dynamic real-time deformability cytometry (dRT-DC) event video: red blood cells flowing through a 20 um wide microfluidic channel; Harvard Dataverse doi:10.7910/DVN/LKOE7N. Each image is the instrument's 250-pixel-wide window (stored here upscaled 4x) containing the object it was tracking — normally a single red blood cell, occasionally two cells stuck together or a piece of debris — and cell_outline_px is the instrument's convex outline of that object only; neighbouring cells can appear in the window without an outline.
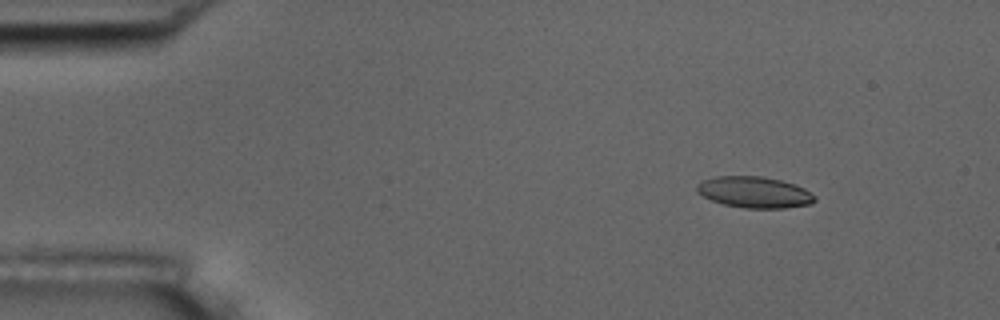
{"species": "common noctule bat (a hibernating species)", "species_latin": "Nyctalus noctula", "temperature_condition": "room temperature", "stored_images_in_passage": 9, "camera_frame_rate_fps": 3000, "um_per_image_px": 0.085, "animal": {"sex": "male", "body_mass_g": 17.5, "forearm_length_mm": 52.3}, "frame": {"image": 1, "passage_image": 1, "time_ms": 0.0, "image_size_px": [1000, 320], "cell_outline_px": [[816, 200], [812, 204], [784, 208], [744, 208], [724, 204], [712, 200], [696, 192], [696, 184], [700, 180], [716, 176], [764, 176], [780, 180], [804, 188], [816, 196]], "centroid_in_image_um": [64.11, 16.33], "position_along_channel_um": 20.9, "area_um2": 21.56}}
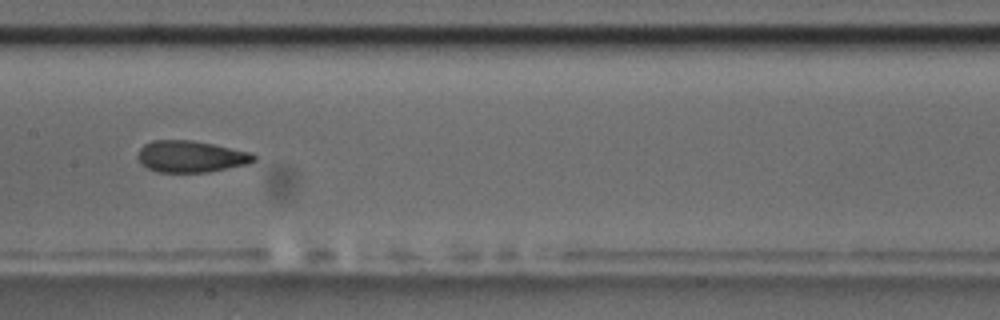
{"frame": {"image": 2, "passage_image": 7, "time_ms": 7.0, "image_size_px": [1000, 320], "cell_outline_px": [[256, 160], [248, 164], [208, 172], [156, 172], [148, 168], [136, 156], [140, 148], [144, 144], [152, 140], [192, 140], [252, 152], [256, 156]], "centroid_in_image_um": [16.24, 13.3], "position_along_channel_um": 191.2, "area_um2": 21.39}}
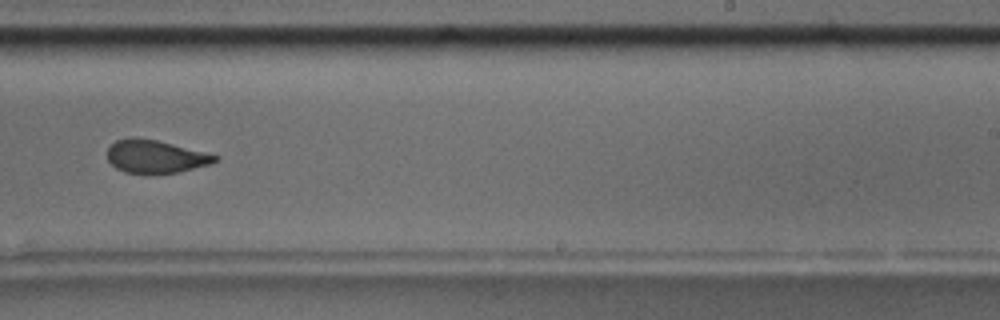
{"frame": {"image": 3, "passage_image": 9, "time_ms": 9.333, "image_size_px": [1000, 320], "cell_outline_px": [[220, 160], [212, 164], [176, 172], [124, 172], [116, 168], [108, 160], [108, 148], [116, 140], [132, 136], [156, 140], [220, 156]], "centroid_in_image_um": [13.23, 13.28], "position_along_channel_um": 275.8, "area_um2": 20.35}}